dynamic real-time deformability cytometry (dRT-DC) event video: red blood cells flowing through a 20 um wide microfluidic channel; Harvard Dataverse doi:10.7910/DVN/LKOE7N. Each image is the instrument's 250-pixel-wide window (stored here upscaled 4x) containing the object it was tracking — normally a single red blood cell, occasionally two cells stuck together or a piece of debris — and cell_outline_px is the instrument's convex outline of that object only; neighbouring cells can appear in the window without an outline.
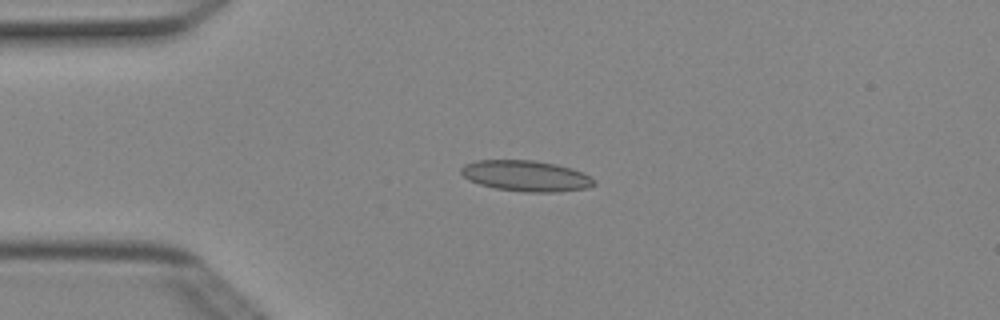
{"species": "Egyptian fruit bat (a non-hibernating species)", "species_latin": "Rousettus aegyptiacus", "temperature_condition": "cold", "stored_images_in_passage": 4, "camera_frame_rate_fps": 3000, "um_per_image_px": 0.085, "animal": {"sex": "female"}, "frame": {"image": 1, "passage_image": 3, "time_ms": 0.667, "image_size_px": [1000, 320], "cell_outline_px": [[596, 184], [588, 188], [556, 192], [524, 192], [496, 188], [480, 184], [468, 180], [460, 172], [460, 168], [464, 164], [476, 160], [536, 160], [556, 164], [572, 168], [584, 172], [596, 180]], "centroid_in_image_um": [44.73, 14.94], "position_along_channel_um": 40.3, "area_um2": 24.16}}